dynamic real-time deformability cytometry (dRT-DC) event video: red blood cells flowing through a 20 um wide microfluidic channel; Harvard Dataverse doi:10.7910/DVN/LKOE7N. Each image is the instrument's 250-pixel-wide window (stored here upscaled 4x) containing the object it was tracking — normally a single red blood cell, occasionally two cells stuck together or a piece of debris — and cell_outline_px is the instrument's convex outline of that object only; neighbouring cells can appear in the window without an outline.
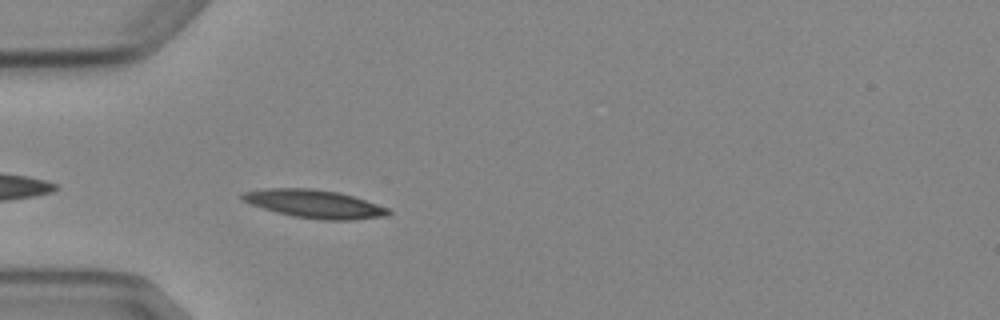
{"species": "Egyptian fruit bat (a non-hibernating species)", "species_latin": "Rousettus aegyptiacus", "temperature_condition": "cold", "stored_images_in_passage": 4, "camera_frame_rate_fps": 3000, "um_per_image_px": 0.085, "animal": {"sex": "female"}, "frame": {"image": 1, "passage_image": 4, "time_ms": 3.667, "image_size_px": [1000, 320], "cell_outline_px": [[392, 212], [388, 216], [352, 220], [324, 220], [292, 216], [276, 212], [240, 200], [240, 192], [264, 188], [312, 188], [340, 192], [388, 208]], "centroid_in_image_um": [26.7, 17.32], "position_along_channel_um": 58.3, "area_um2": 24.1}}